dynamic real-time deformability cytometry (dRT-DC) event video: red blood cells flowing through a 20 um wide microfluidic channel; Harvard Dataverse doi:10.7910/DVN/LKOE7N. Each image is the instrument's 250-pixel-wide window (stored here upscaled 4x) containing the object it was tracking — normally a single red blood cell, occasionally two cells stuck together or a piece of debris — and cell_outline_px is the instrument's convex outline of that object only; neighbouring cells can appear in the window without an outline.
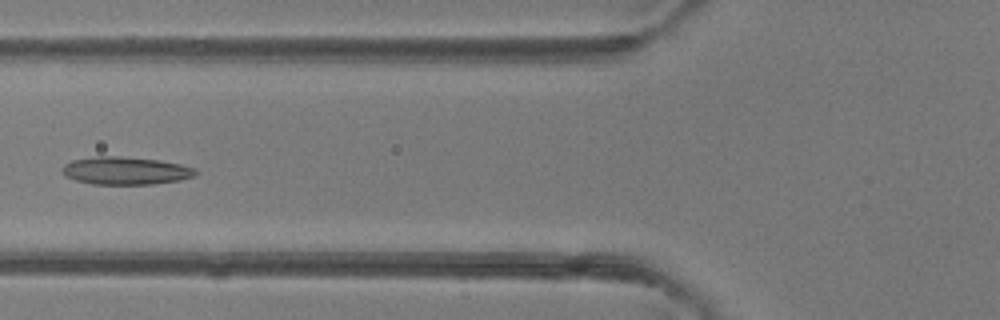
{"species": "common noctule bat (a hibernating species)", "species_latin": "Nyctalus noctula", "temperature_condition": "room temperature", "stored_images_in_passage": 6, "camera_frame_rate_fps": 3000, "um_per_image_px": 0.085, "animal": {"sex": "female"}, "frame": {"image": 1, "passage_image": 6, "time_ms": 5.667, "image_size_px": [1000, 320], "cell_outline_px": [[196, 176], [180, 180], [152, 184], [92, 184], [76, 180], [68, 176], [60, 168], [64, 164], [72, 160], [96, 156], [120, 156], [160, 160], [180, 164], [196, 168]], "centroid_in_image_um": [10.7, 14.5], "position_along_channel_um": 115.1, "area_um2": 21.56}}